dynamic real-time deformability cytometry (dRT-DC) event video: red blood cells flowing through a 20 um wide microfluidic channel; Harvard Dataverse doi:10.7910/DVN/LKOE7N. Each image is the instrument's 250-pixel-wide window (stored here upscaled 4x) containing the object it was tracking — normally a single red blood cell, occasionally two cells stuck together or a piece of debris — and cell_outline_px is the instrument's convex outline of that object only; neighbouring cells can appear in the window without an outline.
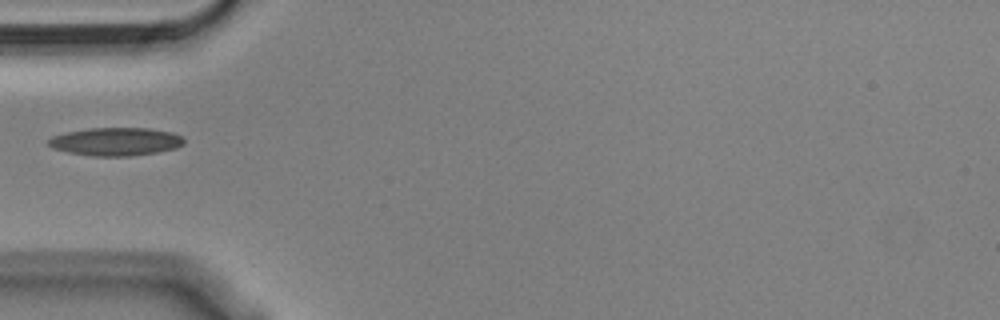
{"species": "Egyptian fruit bat (a non-hibernating species)", "species_latin": "Rousettus aegyptiacus", "temperature_condition": "cold", "stored_images_in_passage": 31, "camera_frame_rate_fps": 3000, "um_per_image_px": 0.085, "animal": {"sex": "male"}, "frame": {"image": 1, "passage_image": 1, "time_ms": 0.0, "image_size_px": [1000, 320], "cell_outline_px": [[184, 144], [176, 148], [156, 152], [132, 156], [92, 156], [68, 152], [52, 148], [48, 144], [48, 140], [52, 136], [64, 132], [88, 128], [148, 128], [172, 132], [180, 136], [184, 140]], "centroid_in_image_um": [9.81, 12.03], "position_along_channel_um": 75.2, "area_um2": 22.25}}
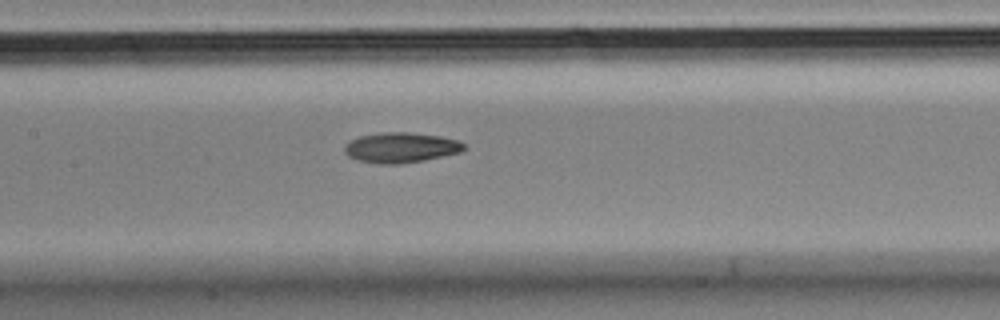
{"frame": {"image": 2, "passage_image": 9, "time_ms": 2.667, "image_size_px": [1000, 320], "cell_outline_px": [[464, 148], [460, 152], [424, 160], [400, 164], [380, 164], [360, 160], [348, 156], [344, 152], [344, 144], [360, 136], [380, 132], [408, 132], [440, 136], [460, 140], [464, 144]], "centroid_in_image_um": [34.06, 12.54], "position_along_channel_um": 173.3, "area_um2": 20.98}}
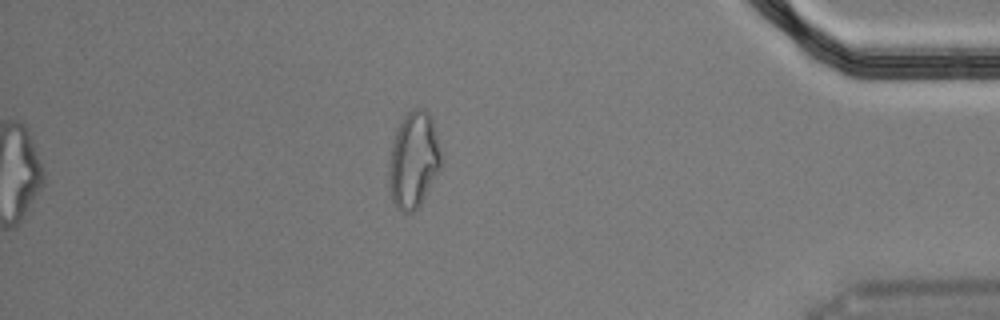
{"frame": {"image": 3, "passage_image": 31, "time_ms": 10.0, "image_size_px": [1000, 320], "cell_outline_px": [[444, 160], [440, 168], [420, 204], [412, 212], [404, 212], [392, 200], [388, 184], [388, 172], [392, 144], [396, 132], [404, 116], [412, 108], [424, 108], [432, 116]], "centroid_in_image_um": [35.18, 13.55], "position_along_channel_um": 400.0, "area_um2": 29.3}}